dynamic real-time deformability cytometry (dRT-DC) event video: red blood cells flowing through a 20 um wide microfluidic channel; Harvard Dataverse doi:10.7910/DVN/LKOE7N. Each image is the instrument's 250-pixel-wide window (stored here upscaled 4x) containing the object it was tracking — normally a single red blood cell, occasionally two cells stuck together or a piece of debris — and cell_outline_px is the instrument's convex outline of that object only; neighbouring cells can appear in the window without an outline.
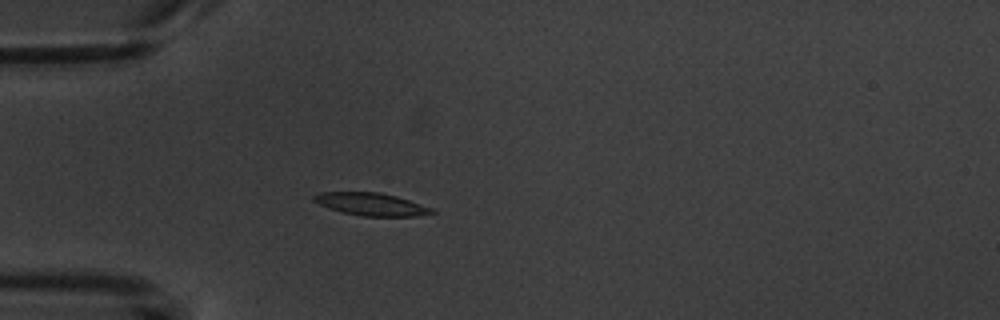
{"species": "common noctule bat (a hibernating species)", "species_latin": "Nyctalus noctula", "temperature_condition": "warm", "stored_images_in_passage": 4, "camera_frame_rate_fps": 3000, "um_per_image_px": 0.085, "animal": {"sex": "male", "body_mass_g": 20.1, "forearm_length_mm": 53.5}, "frame": {"image": 1, "passage_image": 4, "time_ms": 3.333, "image_size_px": [1000, 320], "cell_outline_px": [[436, 212], [416, 216], [364, 216], [344, 212], [328, 208], [312, 200], [312, 196], [320, 192], [380, 192], [396, 196], [432, 208]], "centroid_in_image_um": [31.53, 17.35], "position_along_channel_um": 53.5, "area_um2": 15.37}}